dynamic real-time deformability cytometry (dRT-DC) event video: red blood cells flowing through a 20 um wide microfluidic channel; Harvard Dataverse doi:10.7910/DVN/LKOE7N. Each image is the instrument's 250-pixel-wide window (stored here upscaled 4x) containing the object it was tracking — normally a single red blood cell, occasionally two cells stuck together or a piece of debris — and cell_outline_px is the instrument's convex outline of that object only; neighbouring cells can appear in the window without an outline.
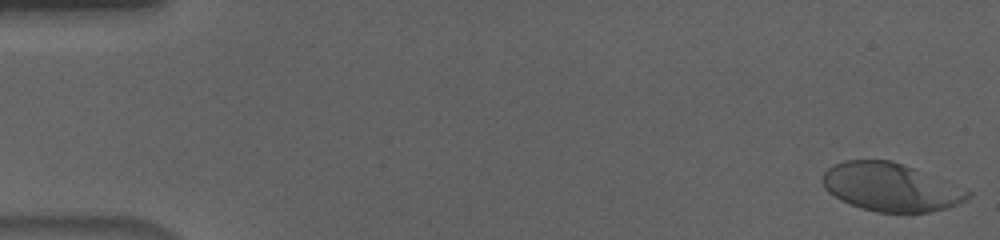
{"species": "human", "species_latin": "Homo sapiens", "temperature_condition": "cold", "stored_images_in_passage": 56, "camera_frame_rate_fps": 3000, "um_per_image_px": 0.085, "donor": {"sex": "male"}, "frame": {"image": 1, "passage_image": 1, "time_ms": 0.0, "image_size_px": [1000, 240], "cell_outline_px": [[972, 196], [968, 200], [948, 208], [932, 212], [876, 212], [840, 200], [828, 192], [824, 188], [820, 180], [824, 172], [828, 168], [844, 160], [892, 160], [972, 192]], "centroid_in_image_um": [75.68, 15.92], "position_along_channel_um": 9.3, "area_um2": 40.46}}
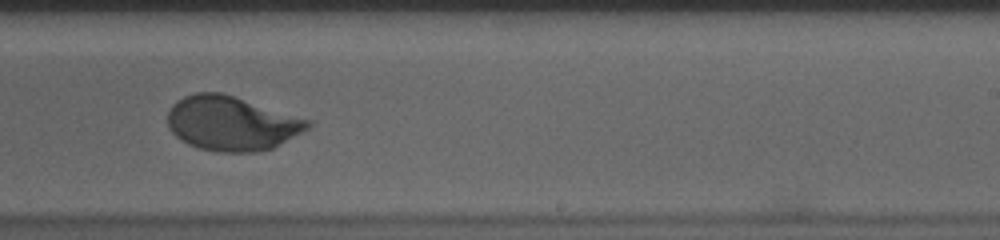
{"frame": {"image": 2, "passage_image": 35, "time_ms": 11.333, "image_size_px": [1000, 240], "cell_outline_px": [[312, 124], [308, 128], [272, 148], [260, 152], [216, 152], [196, 148], [180, 140], [168, 128], [168, 108], [176, 100], [184, 96], [196, 92], [220, 92], [312, 120]], "centroid_in_image_um": [19.64, 10.49], "position_along_channel_um": 269.4, "area_um2": 44.56}}
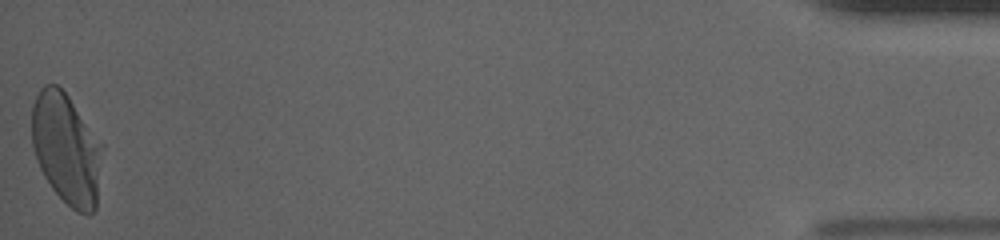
{"frame": {"image": 3, "passage_image": 56, "time_ms": 18.333, "image_size_px": [1000, 240], "cell_outline_px": [[104, 148], [96, 208], [92, 212], [76, 212], [52, 188], [44, 176], [36, 160], [32, 144], [32, 104], [40, 88], [44, 84], [56, 84], [68, 96], [104, 144]], "centroid_in_image_um": [5.66, 12.63], "position_along_channel_um": 429.5, "area_um2": 45.84}, "authors_computed_cell_mechanics": {"area_um2": 43.8413, "velocity_mm_per_s": 3.6163, "shape_relaxation_time_tau1_ms": 3.1305, "shape_relaxation_time_tau2_ms": null, "deformation_change_tau1": 0.1756, "deformation_change_tau2": null}}